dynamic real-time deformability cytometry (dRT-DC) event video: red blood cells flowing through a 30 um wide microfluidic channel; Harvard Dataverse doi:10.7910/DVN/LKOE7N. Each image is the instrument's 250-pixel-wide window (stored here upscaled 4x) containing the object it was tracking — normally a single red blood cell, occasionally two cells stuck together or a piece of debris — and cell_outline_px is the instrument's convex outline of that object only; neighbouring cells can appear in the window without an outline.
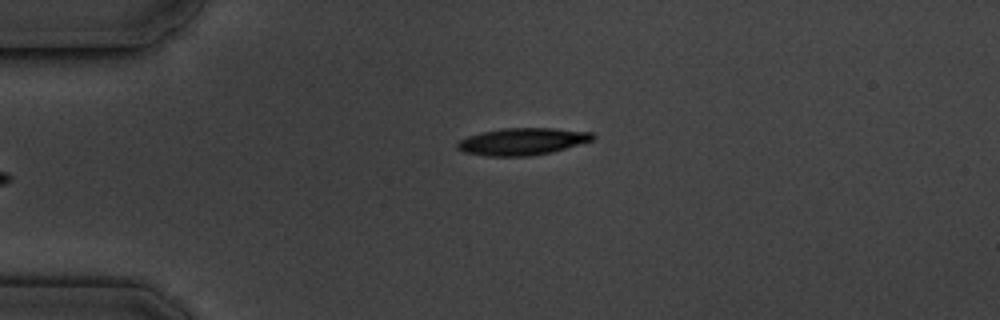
{"species": "common noctule bat (a hibernating species)", "species_latin": "Nyctalus noctula", "temperature_condition": "cold", "stored_images_in_passage": 6, "camera_frame_rate_fps": 3000, "um_per_image_px": 0.085, "animal": {"sex": "male", "body_mass_g": 19.5, "forearm_length_mm": 54.6}, "frame": {"image": 1, "passage_image": 6, "time_ms": 5.667, "image_size_px": [1000, 320], "cell_outline_px": [[596, 136], [592, 140], [552, 152], [528, 156], [488, 156], [464, 152], [456, 148], [456, 144], [460, 140], [468, 136], [484, 132], [504, 128], [556, 128], [592, 132]], "centroid_in_image_um": [44.41, 12.02], "position_along_channel_um": 40.6, "area_um2": 21.21}}